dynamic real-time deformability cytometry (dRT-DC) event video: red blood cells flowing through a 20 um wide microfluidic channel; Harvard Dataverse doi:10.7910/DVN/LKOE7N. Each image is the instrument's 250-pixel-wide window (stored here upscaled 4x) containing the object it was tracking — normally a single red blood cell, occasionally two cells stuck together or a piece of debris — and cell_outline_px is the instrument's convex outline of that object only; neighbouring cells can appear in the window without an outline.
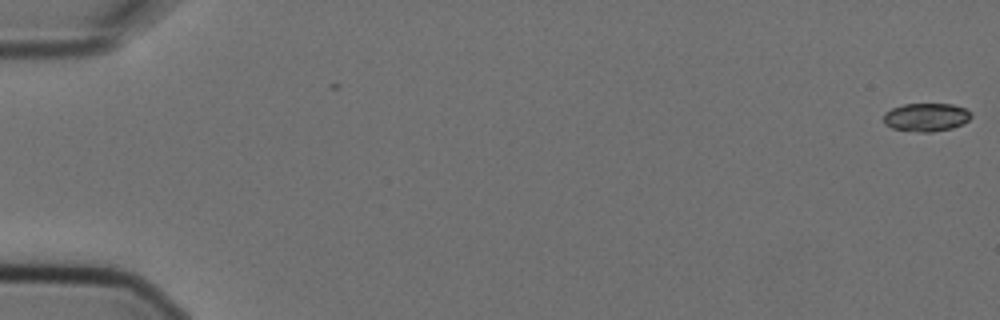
{"species": "Egyptian fruit bat (a non-hibernating species)", "species_latin": "Rousettus aegyptiacus", "temperature_condition": "cold", "stored_images_in_passage": 5, "camera_frame_rate_fps": 3000, "um_per_image_px": 0.085, "animal": {"sex": "female"}, "frame": {"image": 1, "passage_image": 1, "time_ms": 0.0, "image_size_px": [1000, 320], "cell_outline_px": [[972, 116], [964, 124], [952, 128], [932, 132], [916, 132], [892, 128], [884, 124], [884, 112], [892, 108], [904, 104], [952, 104], [964, 108], [972, 112]], "centroid_in_image_um": [78.73, 9.97], "position_along_channel_um": 6.3, "area_um2": 14.57}}
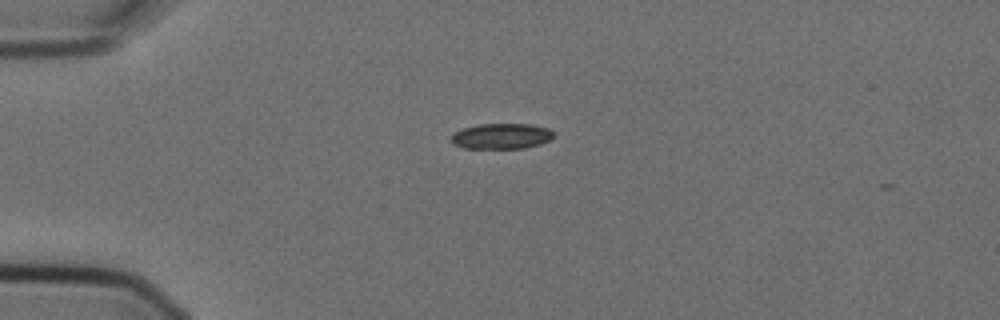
{"frame": {"image": 2, "passage_image": 5, "time_ms": 1.333, "image_size_px": [1000, 320], "cell_outline_px": [[552, 136], [548, 140], [540, 144], [524, 148], [464, 148], [452, 144], [452, 136], [456, 132], [464, 128], [480, 124], [528, 124], [548, 128], [552, 132]], "centroid_in_image_um": [42.6, 11.58], "position_along_channel_um": 42.4, "area_um2": 14.97}}